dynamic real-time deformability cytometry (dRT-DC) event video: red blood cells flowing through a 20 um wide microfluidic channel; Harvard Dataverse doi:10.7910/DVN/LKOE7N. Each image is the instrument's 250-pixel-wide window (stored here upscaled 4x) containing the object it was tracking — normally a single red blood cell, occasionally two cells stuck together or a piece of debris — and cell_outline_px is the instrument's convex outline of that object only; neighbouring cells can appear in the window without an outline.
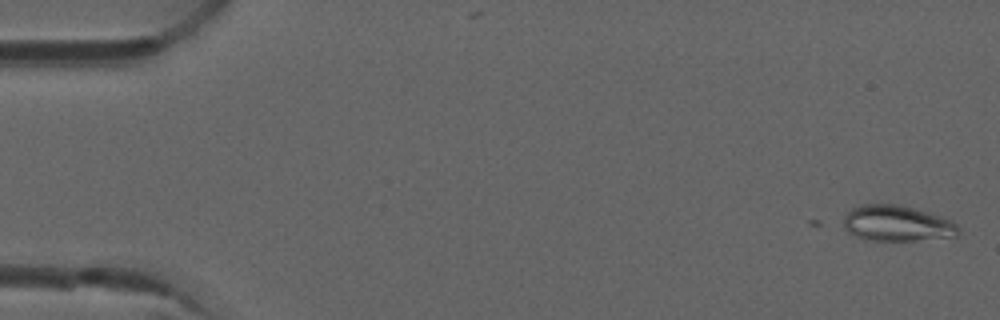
{"species": "common noctule bat (a hibernating species)", "species_latin": "Nyctalus noctula", "temperature_condition": "room temperature", "stored_images_in_passage": 2, "camera_frame_rate_fps": 3000, "um_per_image_px": 0.085, "animal": {"sex": "male", "forearm_length_mm": 52.5}, "frame": {"image": 1, "passage_image": 2, "time_ms": 0.333, "image_size_px": [1000, 320], "cell_outline_px": [[960, 232], [956, 236], [916, 240], [864, 240], [848, 232], [844, 228], [844, 216], [852, 208], [864, 204], [896, 204], [928, 212], [940, 216], [956, 224], [960, 228]], "centroid_in_image_um": [76.22, 18.99], "position_along_channel_um": 8.8, "area_um2": 23.76}}